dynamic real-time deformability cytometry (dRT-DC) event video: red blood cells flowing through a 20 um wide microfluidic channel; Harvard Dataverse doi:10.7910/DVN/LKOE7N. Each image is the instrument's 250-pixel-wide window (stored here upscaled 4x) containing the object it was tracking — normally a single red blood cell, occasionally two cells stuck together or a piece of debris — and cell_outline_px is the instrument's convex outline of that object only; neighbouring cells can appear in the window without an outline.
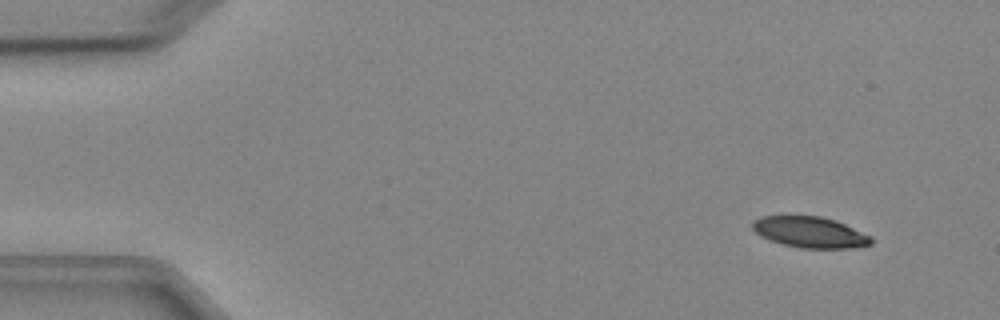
{"species": "Egyptian fruit bat (a non-hibernating species)", "species_latin": "Rousettus aegyptiacus", "temperature_condition": "cold", "stored_images_in_passage": 5, "segment_of_instrument_passage": [2, 2], "camera_frame_rate_fps": 3000, "um_per_image_px": 0.085, "animal": {"sex": "female"}, "frame": {"image": 1, "passage_image": 5, "time_ms": 5.667, "image_size_px": [1000, 320], "cell_outline_px": [[872, 244], [852, 248], [800, 248], [784, 244], [760, 236], [752, 228], [752, 220], [760, 216], [820, 216], [836, 220], [872, 236]], "centroid_in_image_um": [68.86, 19.73], "position_along_channel_um": 16.1, "area_um2": 21.44}}